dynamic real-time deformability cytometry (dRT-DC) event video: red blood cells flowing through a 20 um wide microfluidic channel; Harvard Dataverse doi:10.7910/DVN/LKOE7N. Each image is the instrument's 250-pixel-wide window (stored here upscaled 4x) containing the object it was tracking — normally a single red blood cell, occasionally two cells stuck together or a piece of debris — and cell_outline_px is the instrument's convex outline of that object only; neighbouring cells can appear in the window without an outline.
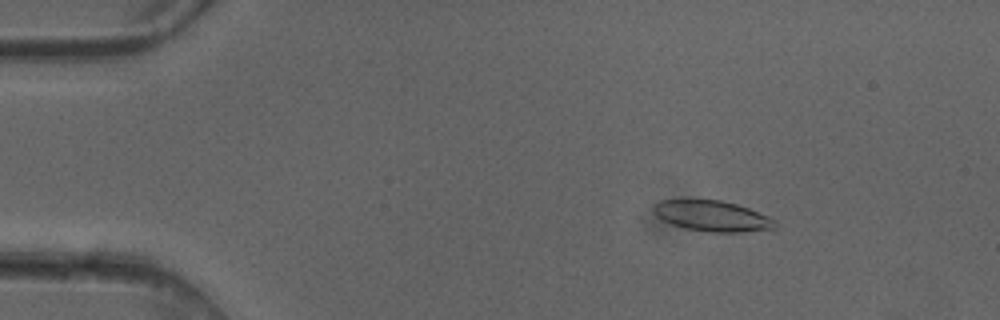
{"species": "common noctule bat (a hibernating species)", "species_latin": "Nyctalus noctula", "temperature_condition": "cold", "stored_images_in_passage": 5, "camera_frame_rate_fps": 3000, "um_per_image_px": 0.085, "animal": {"sex": "female"}, "frame": {"image": 1, "passage_image": 3, "time_ms": 0.667, "image_size_px": [1000, 320], "cell_outline_px": [[776, 228], [740, 232], [712, 232], [684, 228], [672, 224], [656, 216], [652, 208], [652, 204], [660, 200], [720, 200], [736, 204], [748, 208], [768, 216], [776, 220]], "centroid_in_image_um": [60.52, 18.36], "position_along_channel_um": 24.5, "area_um2": 21.62}}